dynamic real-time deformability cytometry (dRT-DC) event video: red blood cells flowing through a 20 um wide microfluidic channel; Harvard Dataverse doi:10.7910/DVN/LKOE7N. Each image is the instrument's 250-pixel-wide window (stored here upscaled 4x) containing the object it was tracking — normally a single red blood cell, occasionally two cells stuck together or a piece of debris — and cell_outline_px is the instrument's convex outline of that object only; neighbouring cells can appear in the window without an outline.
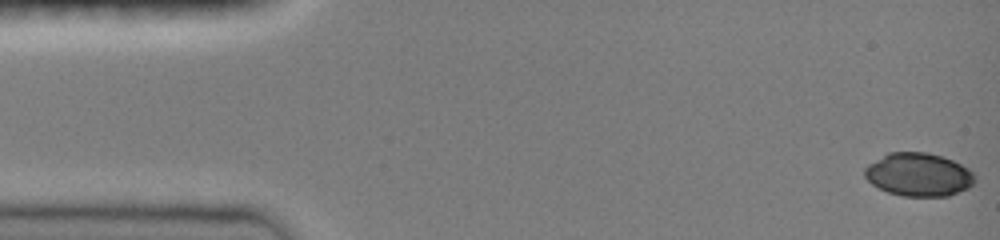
{"species": "common noctule bat (a hibernating species)", "species_latin": "Nyctalus noctula", "temperature_condition": "room temperature", "stored_images_in_passage": 46, "camera_frame_rate_fps": 3000, "um_per_image_px": 0.085, "animal": {"sex": "female", "body_mass_g": 19.0, "forearm_length_mm": 51.5}, "frame": {"image": 1, "passage_image": 1, "time_ms": 0.0, "image_size_px": [1000, 240], "cell_outline_px": [[972, 184], [968, 188], [948, 196], [904, 196], [888, 192], [872, 184], [864, 176], [864, 168], [868, 164], [888, 152], [928, 152], [952, 160], [968, 168], [972, 172]], "centroid_in_image_um": [78.04, 14.83], "position_along_channel_um": 7.0, "area_um2": 27.51}}
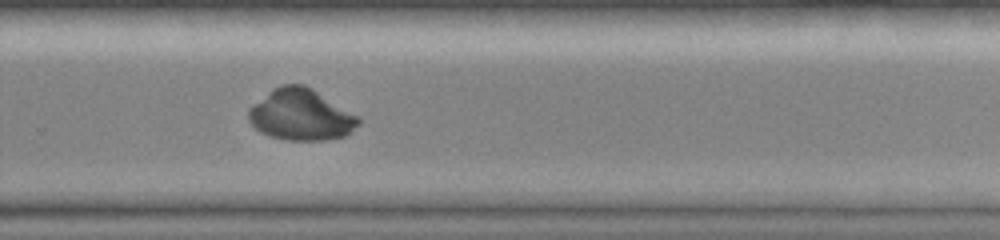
{"frame": {"image": 2, "passage_image": 32, "time_ms": 10.333, "image_size_px": [1000, 240], "cell_outline_px": [[360, 124], [344, 136], [324, 140], [288, 140], [268, 136], [260, 132], [248, 120], [248, 108], [276, 88], [284, 84], [304, 84], [312, 88], [360, 116]], "centroid_in_image_um": [25.6, 9.77], "position_along_channel_um": 304.2, "area_um2": 32.71}}
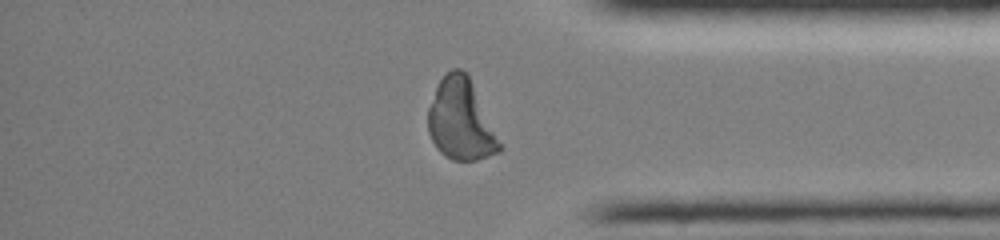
{"frame": {"image": 3, "passage_image": 39, "time_ms": 12.667, "image_size_px": [1000, 240], "cell_outline_px": [[500, 152], [476, 160], [452, 160], [444, 156], [436, 148], [428, 132], [428, 108], [436, 88], [440, 80], [452, 68], [460, 68], [468, 72], [500, 144]], "centroid_in_image_um": [39.14, 10.18], "position_along_channel_um": 396.1, "area_um2": 33.35}}